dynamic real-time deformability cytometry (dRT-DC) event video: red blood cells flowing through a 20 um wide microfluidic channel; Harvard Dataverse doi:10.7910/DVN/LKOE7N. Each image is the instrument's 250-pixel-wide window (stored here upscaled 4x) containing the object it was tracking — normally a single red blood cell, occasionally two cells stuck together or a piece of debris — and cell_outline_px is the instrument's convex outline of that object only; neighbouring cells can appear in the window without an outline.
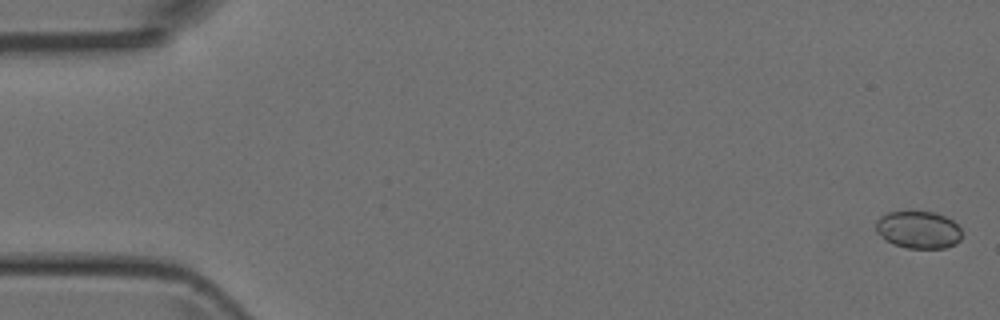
{"species": "Egyptian fruit bat (a non-hibernating species)", "species_latin": "Rousettus aegyptiacus", "temperature_condition": "room temperature", "stored_images_in_passage": 13, "camera_frame_rate_fps": 3000, "um_per_image_px": 0.085, "animal": {"sex": "female"}, "frame": {"image": 1, "passage_image": 1, "time_ms": 0.0, "image_size_px": [1000, 320], "cell_outline_px": [[960, 240], [956, 244], [944, 248], [908, 248], [892, 244], [884, 240], [876, 232], [876, 220], [880, 216], [888, 212], [932, 212], [944, 216], [952, 220], [960, 228]], "centroid_in_image_um": [78.03, 19.54], "position_along_channel_um": 7.0, "area_um2": 18.73}}
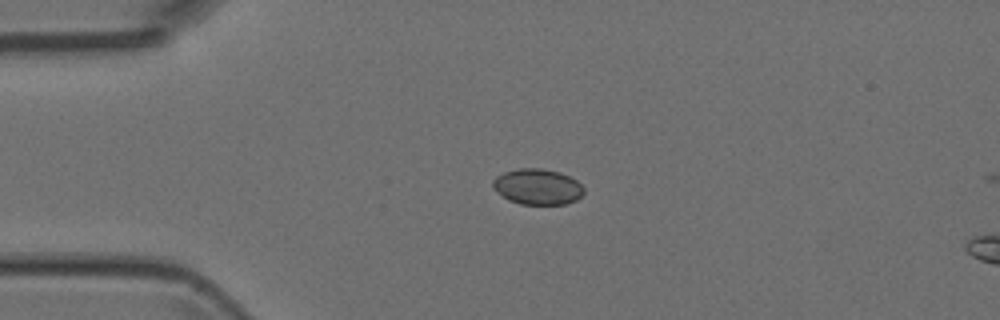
{"frame": {"image": 2, "passage_image": 12, "time_ms": 3.667, "image_size_px": [1000, 320], "cell_outline_px": [[584, 192], [576, 200], [564, 204], [520, 204], [508, 200], [492, 188], [492, 180], [496, 176], [504, 172], [520, 168], [540, 168], [560, 172], [576, 180], [584, 188]], "centroid_in_image_um": [45.66, 15.87], "position_along_channel_um": 39.3, "area_um2": 18.96}}